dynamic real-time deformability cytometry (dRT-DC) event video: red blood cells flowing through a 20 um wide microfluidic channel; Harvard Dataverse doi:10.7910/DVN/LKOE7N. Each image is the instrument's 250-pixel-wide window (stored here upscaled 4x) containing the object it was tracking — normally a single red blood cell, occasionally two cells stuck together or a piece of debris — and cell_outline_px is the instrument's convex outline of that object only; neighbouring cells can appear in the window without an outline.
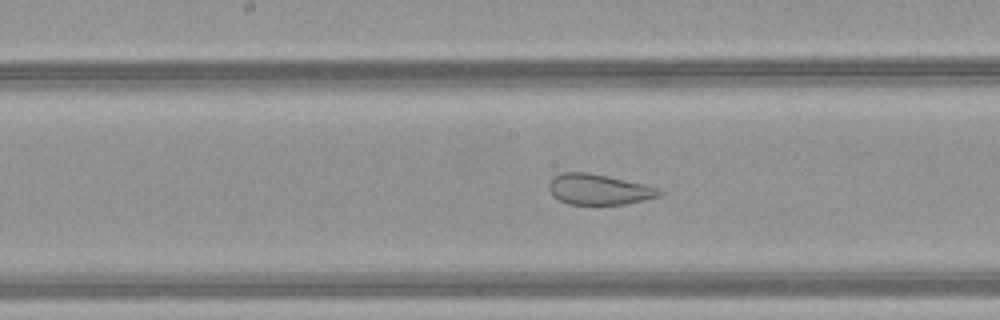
{"species": "common noctule bat (a hibernating species)", "species_latin": "Nyctalus noctula", "temperature_condition": "warm", "stored_images_in_passage": 51, "camera_frame_rate_fps": 3000, "um_per_image_px": 0.085, "animal": {"sex": "female", "body_mass_g": 21.9}, "frame": {"image": 1, "passage_image": 28, "time_ms": 9.0, "image_size_px": [1000, 320], "cell_outline_px": [[664, 192], [660, 196], [624, 204], [568, 204], [552, 196], [548, 188], [548, 184], [560, 172], [588, 172], [608, 176], [644, 184], [660, 188]], "centroid_in_image_um": [50.9, 16.09], "position_along_channel_um": 197.3, "area_um2": 19.65}}
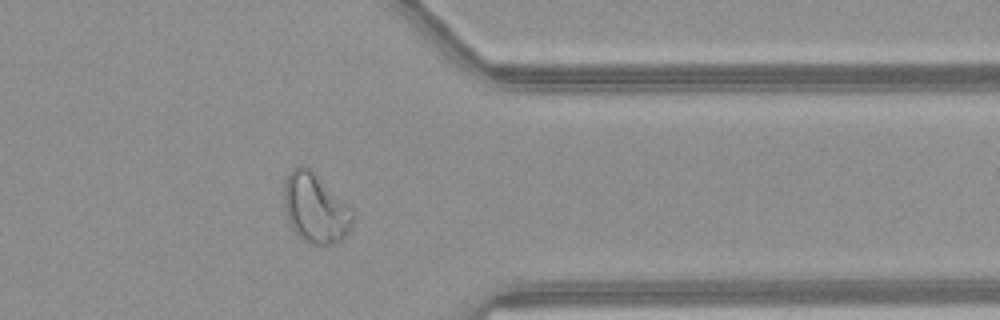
{"frame": {"image": 2, "passage_image": 42, "time_ms": 13.667, "image_size_px": [1000, 320], "cell_outline_px": [[352, 224], [348, 232], [340, 240], [332, 244], [320, 248], [308, 244], [292, 228], [288, 220], [284, 204], [284, 184], [288, 172], [292, 168], [300, 164], [304, 164], [348, 204], [352, 208]], "centroid_in_image_um": [26.79, 17.72], "position_along_channel_um": 384.6, "area_um2": 27.92}}
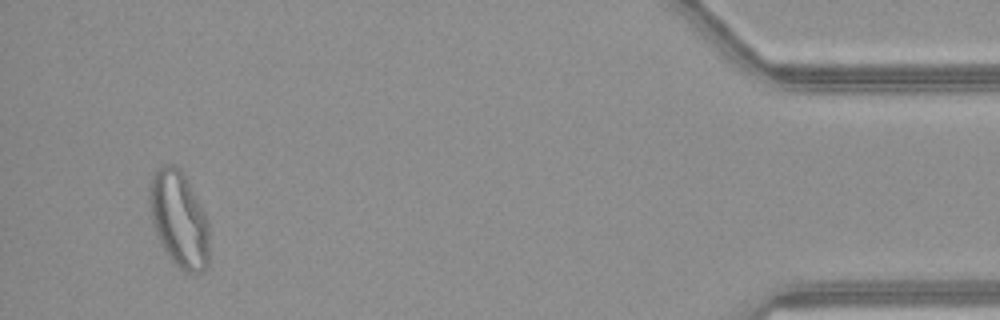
{"frame": {"image": 3, "passage_image": 49, "time_ms": 16.0, "image_size_px": [1000, 320], "cell_outline_px": [[208, 264], [200, 272], [188, 272], [180, 268], [168, 256], [156, 232], [152, 220], [148, 200], [148, 188], [152, 176], [164, 164], [172, 164], [180, 168], [204, 212], [208, 220]], "centroid_in_image_um": [15.2, 18.61], "position_along_channel_um": 420.0, "area_um2": 32.89}, "authors_computed_cell_mechanics": {"area_um2": 29.8826, "velocity_mm_per_s": 4.1879, "shape_relaxation_time_tau1_ms": null, "shape_relaxation_time_tau2_ms": 0.8903, "deformation_change_tau1": null, "deformation_change_tau2": 0.0784}}